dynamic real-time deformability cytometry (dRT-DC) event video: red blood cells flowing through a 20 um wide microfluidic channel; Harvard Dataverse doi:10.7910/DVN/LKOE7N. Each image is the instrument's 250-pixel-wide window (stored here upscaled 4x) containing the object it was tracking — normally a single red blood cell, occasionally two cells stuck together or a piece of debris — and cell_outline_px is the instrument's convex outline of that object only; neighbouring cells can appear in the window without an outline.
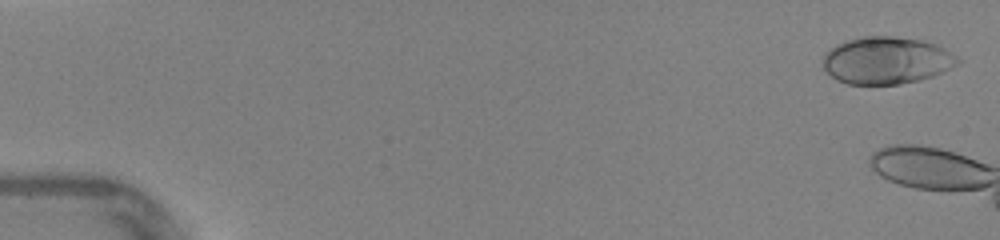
{"species": "human", "species_latin": "Homo sapiens", "temperature_condition": "warm", "stored_images_in_passage": 8, "camera_frame_rate_fps": 3000, "um_per_image_px": 0.085, "donor": {"sex": "female"}, "frame": {"image": 1, "passage_image": 1, "time_ms": 0.0, "image_size_px": [1000, 240], "cell_outline_px": [[960, 60], [956, 64], [932, 76], [920, 80], [900, 84], [848, 84], [836, 80], [820, 64], [824, 52], [836, 44], [848, 40], [864, 36], [892, 36], [920, 40], [936, 44], [944, 48], [956, 56]], "centroid_in_image_um": [75.29, 5.13], "position_along_channel_um": 9.7, "area_um2": 36.99}}